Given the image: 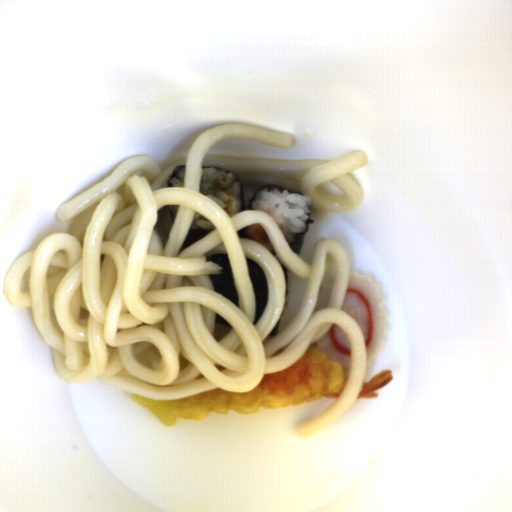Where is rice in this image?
<instances>
[{
  "instance_id": "obj_1",
  "label": "rice",
  "mask_w": 512,
  "mask_h": 512,
  "mask_svg": "<svg viewBox=\"0 0 512 512\" xmlns=\"http://www.w3.org/2000/svg\"><path fill=\"white\" fill-rule=\"evenodd\" d=\"M313 205L314 199L309 196L265 188L255 194L250 210L268 214L289 243L305 231Z\"/></svg>"
},
{
  "instance_id": "obj_2",
  "label": "rice",
  "mask_w": 512,
  "mask_h": 512,
  "mask_svg": "<svg viewBox=\"0 0 512 512\" xmlns=\"http://www.w3.org/2000/svg\"><path fill=\"white\" fill-rule=\"evenodd\" d=\"M199 181H203L213 192V195L206 197L214 200L230 217L240 212L241 185L232 173L202 167Z\"/></svg>"
},
{
  "instance_id": "obj_3",
  "label": "rice",
  "mask_w": 512,
  "mask_h": 512,
  "mask_svg": "<svg viewBox=\"0 0 512 512\" xmlns=\"http://www.w3.org/2000/svg\"><path fill=\"white\" fill-rule=\"evenodd\" d=\"M189 229H206L213 230L217 229L213 223L206 219L203 215L195 211L190 228Z\"/></svg>"
},
{
  "instance_id": "obj_4",
  "label": "rice",
  "mask_w": 512,
  "mask_h": 512,
  "mask_svg": "<svg viewBox=\"0 0 512 512\" xmlns=\"http://www.w3.org/2000/svg\"><path fill=\"white\" fill-rule=\"evenodd\" d=\"M287 273H288V293L285 295L284 305H283L282 313H281V316H280L278 330L280 329V327L282 325L283 319L286 317L287 305H288V301H289V297H290V293H291L292 274H291V270H289L288 268H287Z\"/></svg>"
},
{
  "instance_id": "obj_5",
  "label": "rice",
  "mask_w": 512,
  "mask_h": 512,
  "mask_svg": "<svg viewBox=\"0 0 512 512\" xmlns=\"http://www.w3.org/2000/svg\"><path fill=\"white\" fill-rule=\"evenodd\" d=\"M261 225L260 224H252V225H249L248 227V235L250 237V241H255L257 242L258 244L262 245L263 247H265L269 252L272 251V250H275L274 247L272 246L271 244V241L269 242H259L255 236H254V233L255 231L260 227Z\"/></svg>"
},
{
  "instance_id": "obj_6",
  "label": "rice",
  "mask_w": 512,
  "mask_h": 512,
  "mask_svg": "<svg viewBox=\"0 0 512 512\" xmlns=\"http://www.w3.org/2000/svg\"><path fill=\"white\" fill-rule=\"evenodd\" d=\"M184 179H185V169L183 167L176 176L170 182L172 184L171 188H184Z\"/></svg>"
},
{
  "instance_id": "obj_7",
  "label": "rice",
  "mask_w": 512,
  "mask_h": 512,
  "mask_svg": "<svg viewBox=\"0 0 512 512\" xmlns=\"http://www.w3.org/2000/svg\"><path fill=\"white\" fill-rule=\"evenodd\" d=\"M170 209H171L173 217L175 219L177 211H178L177 205H170Z\"/></svg>"
}]
</instances>
